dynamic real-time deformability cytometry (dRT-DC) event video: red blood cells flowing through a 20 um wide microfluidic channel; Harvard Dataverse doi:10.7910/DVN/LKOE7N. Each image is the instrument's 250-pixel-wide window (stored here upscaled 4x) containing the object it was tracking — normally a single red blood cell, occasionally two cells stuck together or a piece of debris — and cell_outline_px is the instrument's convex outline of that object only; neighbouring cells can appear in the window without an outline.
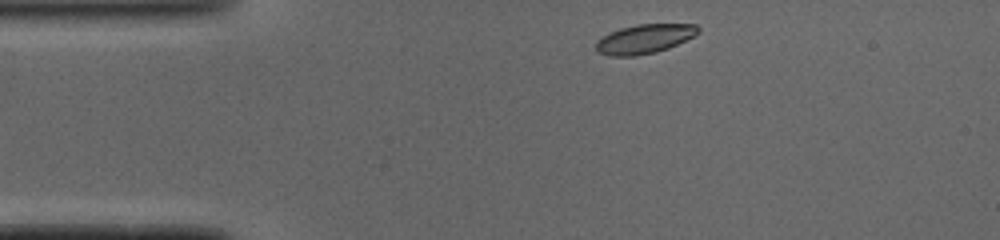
{"species": "common noctule bat (a hibernating species)", "species_latin": "Nyctalus noctula", "temperature_condition": "cold", "stored_images_in_passage": 41, "camera_frame_rate_fps": 3000, "um_per_image_px": 0.085, "animal": {"sex": "male", "body_mass_g": 19.0, "forearm_length_mm": 50.8}, "frame": {"image": 1, "passage_image": 1, "time_ms": 0.0, "image_size_px": [1000, 240], "cell_outline_px": [[700, 32], [668, 48], [656, 52], [636, 56], [608, 56], [596, 52], [596, 40], [620, 28], [636, 24], [696, 24], [700, 28]], "centroid_in_image_um": [54.75, 3.31], "position_along_channel_um": 30.2, "area_um2": 17.34}}
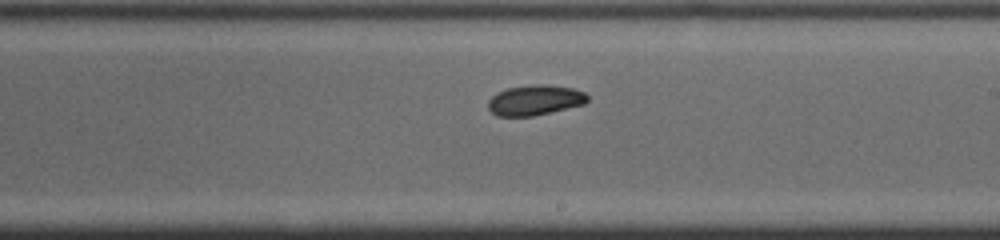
{"frame": {"image": 2, "passage_image": 20, "time_ms": 6.333, "image_size_px": [1000, 240], "cell_outline_px": [[588, 100], [584, 104], [532, 116], [496, 116], [488, 108], [488, 100], [492, 96], [508, 88], [532, 84], [544, 84], [572, 88], [584, 92], [588, 96]], "centroid_in_image_um": [45.46, 8.51], "position_along_channel_um": 243.5, "area_um2": 17.34}}
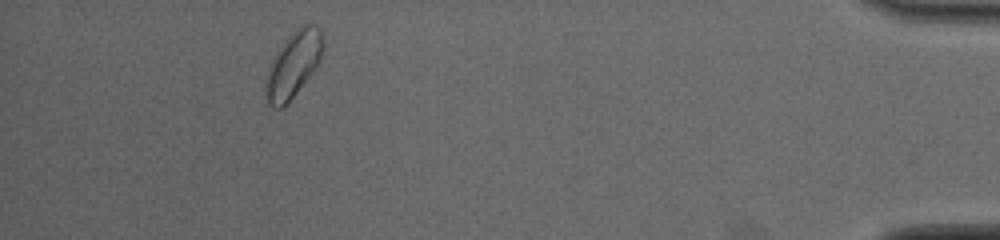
{"frame": {"image": 3, "passage_image": 37, "time_ms": 12.0, "image_size_px": [1000, 240], "cell_outline_px": [[324, 48], [320, 60], [312, 72], [288, 104], [284, 108], [276, 108], [268, 100], [264, 92], [264, 80], [268, 68], [276, 52], [284, 40], [296, 28], [304, 24], [312, 24], [320, 28], [324, 44]], "centroid_in_image_um": [24.92, 5.47], "position_along_channel_um": 410.3, "area_um2": 22.08}, "authors_computed_cell_mechanics": {"area_um2": 17.9758, "velocity_mm_per_s": 4.0451, "shape_relaxation_time_tau1_ms": null, "shape_relaxation_time_tau2_ms": 6.1475, "deformation_change_tau1": null, "deformation_change_tau2": 0.0908}}